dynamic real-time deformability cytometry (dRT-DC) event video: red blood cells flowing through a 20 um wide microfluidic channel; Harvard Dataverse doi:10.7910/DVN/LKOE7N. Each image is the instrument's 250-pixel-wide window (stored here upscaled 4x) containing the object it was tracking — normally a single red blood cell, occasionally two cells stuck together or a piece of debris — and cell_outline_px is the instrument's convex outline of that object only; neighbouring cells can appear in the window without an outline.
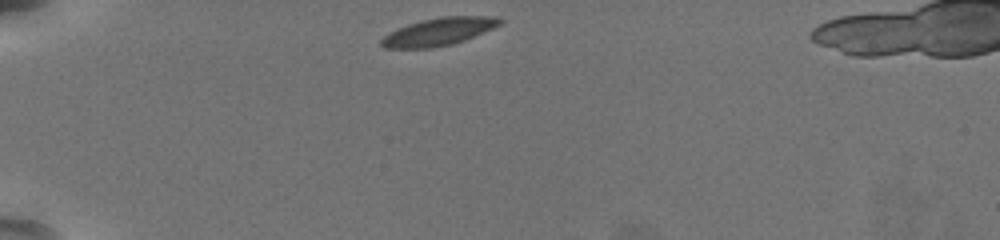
{"species": "common noctule bat (a hibernating species)", "species_latin": "Nyctalus noctula", "temperature_condition": "warm", "stored_images_in_passage": 4, "camera_frame_rate_fps": 3000, "um_per_image_px": 0.085, "animal": {"sex": "female", "body_mass_g": 19.5, "forearm_length_mm": 54.1}, "frame": {"image": 1, "passage_image": 1, "time_ms": 0.0, "image_size_px": [1000, 240], "cell_outline_px": [[504, 20], [500, 24], [492, 28], [464, 40], [452, 44], [432, 48], [384, 48], [380, 44], [380, 40], [384, 36], [396, 28], [420, 20], [440, 16], [496, 16]], "centroid_in_image_um": [37.26, 2.68], "position_along_channel_um": 47.7, "area_um2": 19.13}}